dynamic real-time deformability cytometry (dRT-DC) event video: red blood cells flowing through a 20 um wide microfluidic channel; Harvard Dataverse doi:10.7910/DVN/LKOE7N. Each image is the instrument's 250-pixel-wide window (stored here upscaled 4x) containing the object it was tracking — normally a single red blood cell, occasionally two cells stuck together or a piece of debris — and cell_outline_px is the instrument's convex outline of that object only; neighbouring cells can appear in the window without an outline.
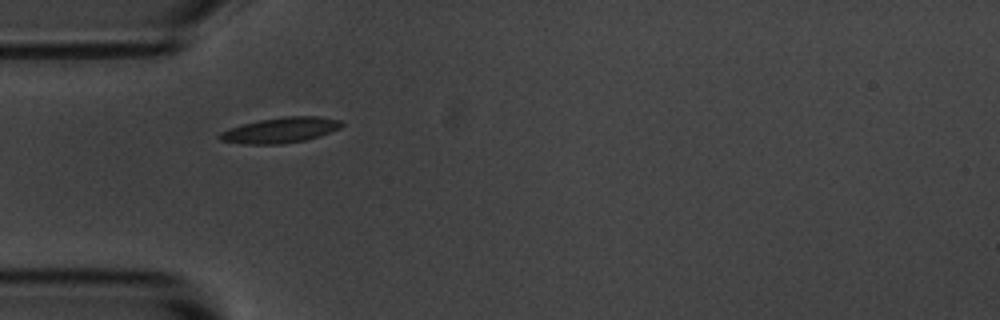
{"species": "common noctule bat (a hibernating species)", "species_latin": "Nyctalus noctula", "temperature_condition": "room temperature", "stored_images_in_passage": 40, "camera_frame_rate_fps": 3000, "um_per_image_px": 0.085, "animal": {"sex": "male", "body_mass_g": 20.1, "forearm_length_mm": 53.5}, "frame": {"image": 1, "passage_image": 1, "time_ms": 0.0, "image_size_px": [1000, 320], "cell_outline_px": [[344, 124], [340, 128], [320, 136], [304, 140], [280, 144], [244, 144], [220, 140], [216, 136], [220, 132], [228, 128], [260, 120], [284, 116], [316, 116], [340, 120]], "centroid_in_image_um": [23.82, 11.06], "position_along_channel_um": 61.2, "area_um2": 18.03}}
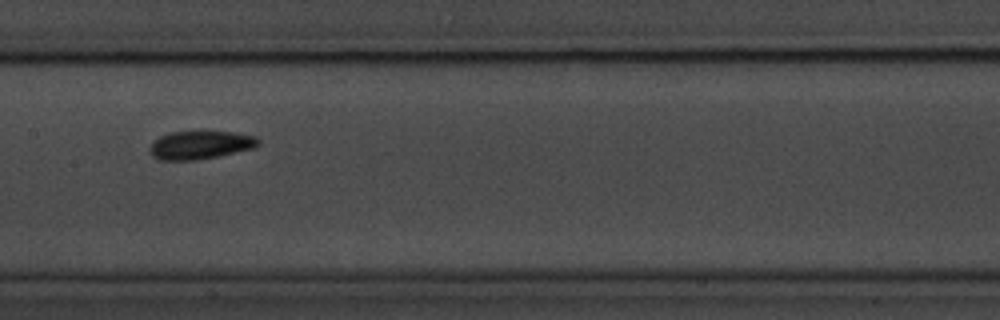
{"frame": {"image": 2, "passage_image": 12, "time_ms": 3.667, "image_size_px": [1000, 320], "cell_outline_px": [[260, 144], [256, 148], [220, 156], [196, 160], [160, 160], [152, 156], [152, 144], [160, 136], [168, 132], [236, 132], [256, 136], [260, 140]], "centroid_in_image_um": [17.11, 12.33], "position_along_channel_um": 190.3, "area_um2": 17.86}}
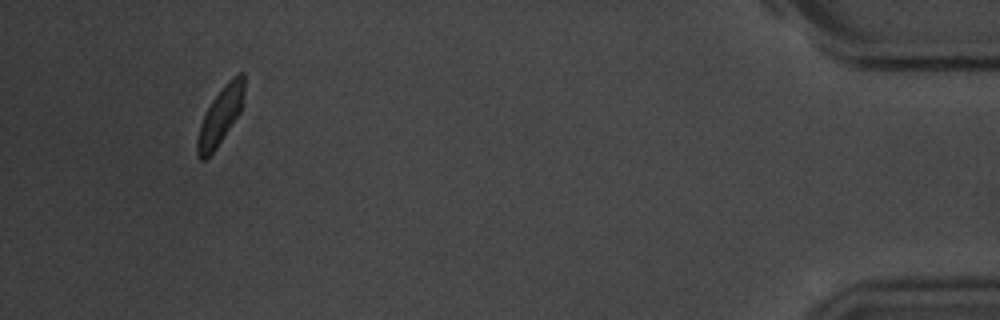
{"frame": {"image": 3, "passage_image": 37, "time_ms": 12.0, "image_size_px": [1000, 320], "cell_outline_px": [[244, 92], [240, 112], [216, 148], [204, 160], [200, 160], [196, 156], [196, 140], [200, 124], [212, 100], [228, 80], [232, 76], [240, 72], [244, 72]], "centroid_in_image_um": [18.72, 9.85], "position_along_channel_um": 416.5, "area_um2": 15.49}, "authors_computed_cell_mechanics": {"area_um2": 16.8198, "velocity_mm_per_s": 3.5586, "shape_relaxation_time_tau1_ms": 4.1268, "shape_relaxation_time_tau2_ms": 3.0754, "deformation_change_tau1": 0.1221, "deformation_change_tau2": 0.0614}}